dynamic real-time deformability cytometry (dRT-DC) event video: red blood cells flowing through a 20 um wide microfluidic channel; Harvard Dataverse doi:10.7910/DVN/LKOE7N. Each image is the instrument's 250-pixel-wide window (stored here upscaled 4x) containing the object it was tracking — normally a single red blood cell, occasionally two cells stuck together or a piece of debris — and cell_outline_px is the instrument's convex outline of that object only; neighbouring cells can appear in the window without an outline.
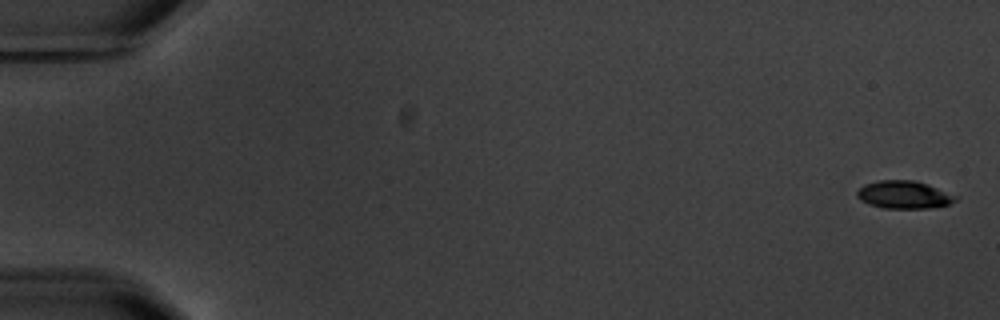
{"species": "common noctule bat (a hibernating species)", "species_latin": "Nyctalus noctula", "temperature_condition": "warm", "stored_images_in_passage": 6, "camera_frame_rate_fps": 3000, "um_per_image_px": 0.085, "animal": {"sex": "male", "body_mass_g": 20.1, "forearm_length_mm": 53.5}, "frame": {"image": 1, "passage_image": 1, "time_ms": 0.0, "image_size_px": [1000, 320], "cell_outline_px": [[960, 196], [956, 200], [948, 204], [932, 208], [884, 208], [860, 200], [856, 196], [856, 192], [864, 184], [880, 180], [912, 180], [928, 184]], "centroid_in_image_um": [76.87, 16.54], "position_along_channel_um": 8.1, "area_um2": 15.95}}
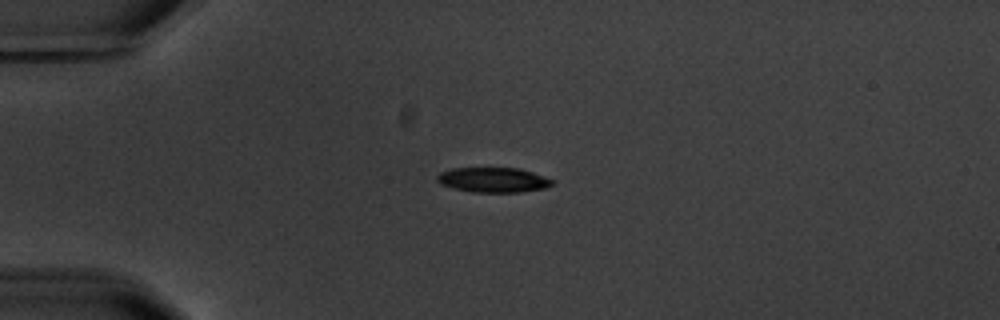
{"frame": {"image": 2, "passage_image": 5, "time_ms": 4.667, "image_size_px": [1000, 320], "cell_outline_px": [[556, 180], [552, 184], [544, 188], [520, 192], [472, 192], [440, 184], [436, 180], [436, 176], [440, 172], [452, 168], [520, 168]], "centroid_in_image_um": [41.93, 15.28], "position_along_channel_um": 43.1, "area_um2": 16.7}}